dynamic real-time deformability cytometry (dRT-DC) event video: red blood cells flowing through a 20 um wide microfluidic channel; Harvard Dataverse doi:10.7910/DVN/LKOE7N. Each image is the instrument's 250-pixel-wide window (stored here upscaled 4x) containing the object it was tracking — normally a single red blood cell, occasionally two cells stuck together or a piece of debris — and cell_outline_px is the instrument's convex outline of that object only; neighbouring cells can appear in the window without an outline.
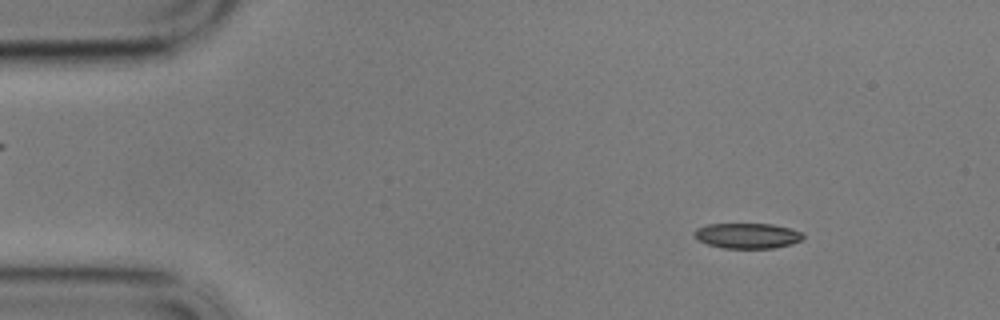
{"species": "common noctule bat (a hibernating species)", "species_latin": "Nyctalus noctula", "temperature_condition": "cold", "stored_images_in_passage": 14, "camera_frame_rate_fps": 3000, "um_per_image_px": 0.085, "animal": {"sex": "male", "body_mass_g": 17.9}, "frame": {"image": 1, "passage_image": 8, "time_ms": 2.333, "image_size_px": [1000, 320], "cell_outline_px": [[804, 236], [800, 240], [792, 244], [776, 248], [724, 248], [708, 244], [700, 240], [692, 232], [696, 228], [708, 224], [772, 224], [792, 228], [804, 232]], "centroid_in_image_um": [63.57, 20.03], "position_along_channel_um": 21.4, "area_um2": 16.13}}